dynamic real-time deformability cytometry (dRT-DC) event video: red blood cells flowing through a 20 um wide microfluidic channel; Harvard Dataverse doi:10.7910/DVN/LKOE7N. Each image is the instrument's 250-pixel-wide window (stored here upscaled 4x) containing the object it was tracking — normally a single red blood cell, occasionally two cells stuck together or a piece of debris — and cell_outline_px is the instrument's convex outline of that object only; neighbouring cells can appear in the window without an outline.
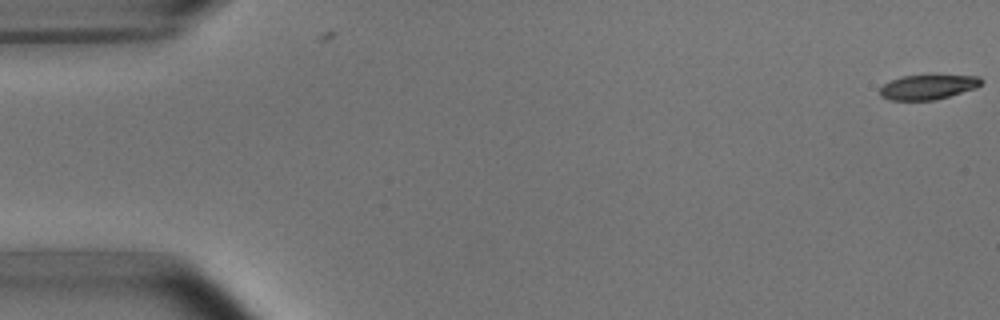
{"species": "common noctule bat (a hibernating species)", "species_latin": "Nyctalus noctula", "temperature_condition": "room temperature", "stored_images_in_passage": 8, "camera_frame_rate_fps": 3000, "um_per_image_px": 0.085, "animal": {"sex": "male", "body_mass_g": 15.6}, "frame": {"image": 1, "passage_image": 1, "time_ms": 0.0, "image_size_px": [1000, 320], "cell_outline_px": [[984, 80], [976, 88], [948, 96], [932, 100], [888, 100], [880, 96], [880, 88], [884, 84], [892, 80], [904, 76], [980, 76]], "centroid_in_image_um": [78.86, 7.41], "position_along_channel_um": 6.1, "area_um2": 14.28}}
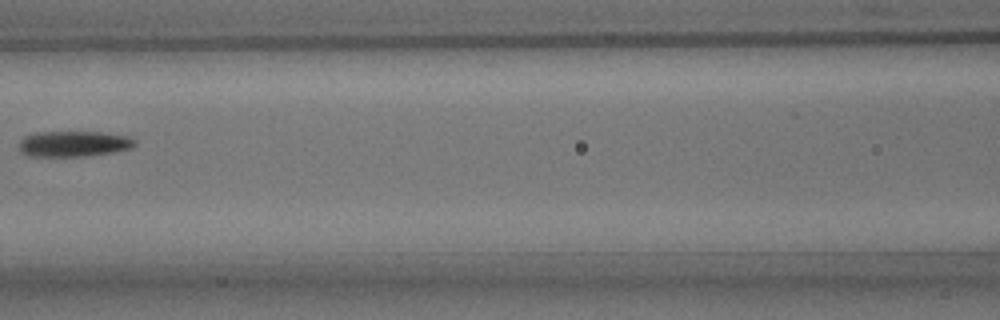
{"frame": {"image": 2, "passage_image": 7, "time_ms": 8.0, "image_size_px": [1000, 320], "cell_outline_px": [[136, 144], [132, 148], [112, 152], [84, 156], [28, 156], [20, 152], [20, 140], [24, 136], [36, 132], [100, 132], [128, 136], [136, 140]], "centroid_in_image_um": [6.26, 12.22], "position_along_channel_um": 160.3, "area_um2": 17.34}}
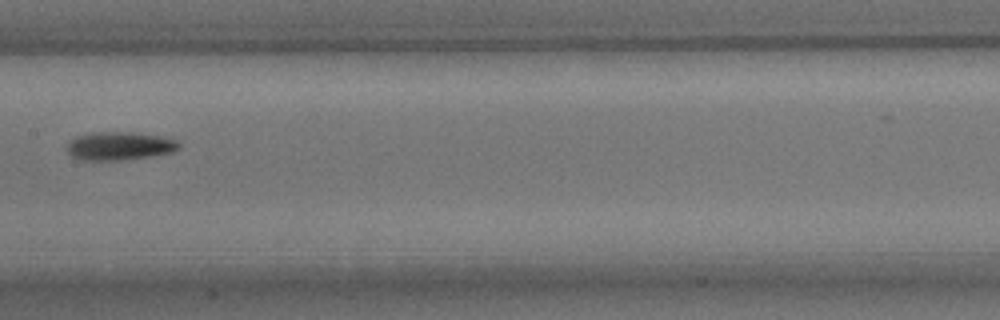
{"frame": {"image": 3, "passage_image": 8, "time_ms": 9.0, "image_size_px": [1000, 320], "cell_outline_px": [[180, 148], [172, 152], [148, 156], [120, 160], [84, 160], [72, 156], [68, 152], [68, 144], [76, 136], [92, 132], [132, 132], [160, 136], [176, 140], [180, 144]], "centroid_in_image_um": [10.16, 12.4], "position_along_channel_um": 197.2, "area_um2": 18.21}}